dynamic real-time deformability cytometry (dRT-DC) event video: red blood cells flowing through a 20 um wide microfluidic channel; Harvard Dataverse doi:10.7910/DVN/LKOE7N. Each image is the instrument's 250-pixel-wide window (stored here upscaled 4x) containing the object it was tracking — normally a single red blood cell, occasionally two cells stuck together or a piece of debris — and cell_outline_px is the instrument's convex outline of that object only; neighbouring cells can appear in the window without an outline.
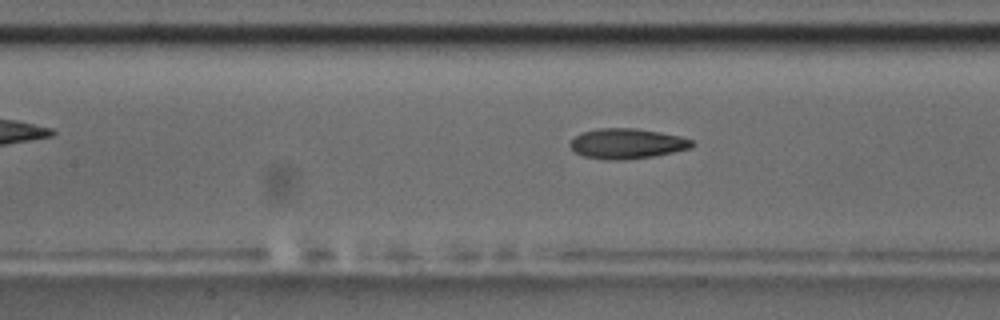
{"species": "common noctule bat (a hibernating species)", "species_latin": "Nyctalus noctula", "temperature_condition": "room temperature", "stored_images_in_passage": 55, "camera_frame_rate_fps": 3000, "um_per_image_px": 0.085, "animal": {"sex": "male", "body_mass_g": 17.5, "forearm_length_mm": 52.3}, "frame": {"image": 1, "passage_image": 24, "time_ms": 7.667, "image_size_px": [1000, 320], "cell_outline_px": [[696, 144], [688, 148], [656, 156], [620, 160], [604, 160], [584, 156], [576, 152], [568, 144], [576, 136], [584, 132], [600, 128], [636, 128], [660, 132], [680, 136], [692, 140]], "centroid_in_image_um": [53.3, 12.21], "position_along_channel_um": 154.1, "area_um2": 21.33}}
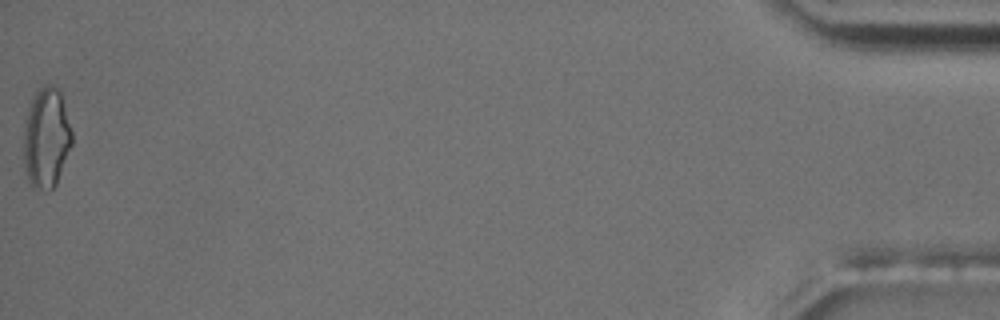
{"frame": {"image": 2, "passage_image": 55, "time_ms": 18.0, "image_size_px": [1000, 320], "cell_outline_px": [[72, 144], [56, 184], [52, 188], [32, 188], [28, 180], [24, 168], [24, 124], [28, 108], [36, 92], [40, 88], [48, 84], [56, 88], [60, 92], [72, 132]], "centroid_in_image_um": [3.92, 11.74], "position_along_channel_um": 431.3, "area_um2": 27.86}, "authors_computed_cell_mechanics": {"area_um2": 20.808, "velocity_mm_per_s": 3.6241, "shape_relaxation_time_tau1_ms": 4.52, "shape_relaxation_time_tau2_ms": 2.7748, "deformation_change_tau1": 0.1729, "deformation_change_tau2": 0.1117}}